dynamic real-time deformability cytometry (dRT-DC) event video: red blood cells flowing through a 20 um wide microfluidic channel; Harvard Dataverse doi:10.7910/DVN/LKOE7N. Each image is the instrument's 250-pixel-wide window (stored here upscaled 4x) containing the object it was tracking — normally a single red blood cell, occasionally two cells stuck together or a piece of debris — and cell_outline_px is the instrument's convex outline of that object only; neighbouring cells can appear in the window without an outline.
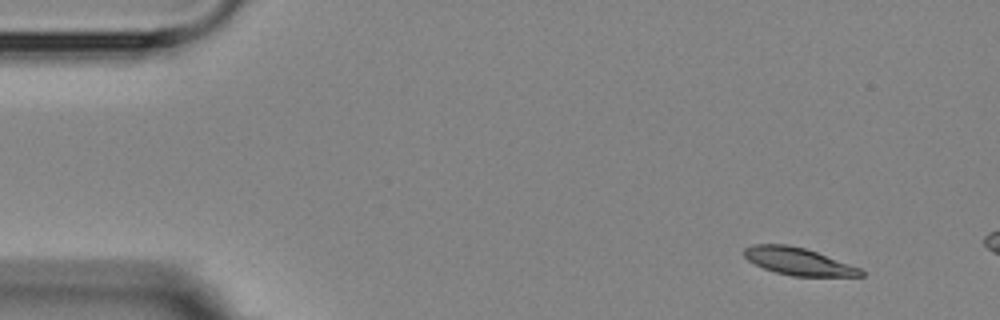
{"species": "Egyptian fruit bat (a non-hibernating species)", "species_latin": "Rousettus aegyptiacus", "temperature_condition": "room temperature", "stored_images_in_passage": 3, "camera_frame_rate_fps": 3000, "um_per_image_px": 0.085, "animal": {"sex": "female"}, "frame": {"image": 1, "passage_image": 1, "time_ms": 0.0, "image_size_px": [1000, 320], "cell_outline_px": [[864, 276], [792, 276], [776, 272], [764, 268], [748, 260], [744, 256], [744, 248], [752, 244], [788, 244], [804, 248], [816, 252], [860, 268], [864, 272]], "centroid_in_image_um": [67.83, 22.21], "position_along_channel_um": 17.2, "area_um2": 18.38}}